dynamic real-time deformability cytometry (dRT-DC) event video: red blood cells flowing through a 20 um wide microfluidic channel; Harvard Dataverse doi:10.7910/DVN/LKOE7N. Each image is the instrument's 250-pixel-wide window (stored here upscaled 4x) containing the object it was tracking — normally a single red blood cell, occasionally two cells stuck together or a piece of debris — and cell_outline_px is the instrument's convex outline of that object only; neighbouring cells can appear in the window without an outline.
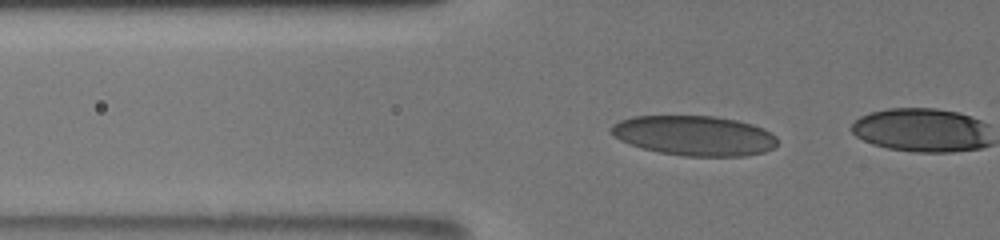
{"species": "human", "species_latin": "Homo sapiens", "temperature_condition": "room temperature", "stored_images_in_passage": 8, "camera_frame_rate_fps": 3000, "um_per_image_px": 0.085, "donor": {"sex": "male"}, "frame": {"image": 1, "passage_image": 7, "time_ms": 2.0, "image_size_px": [1000, 240], "cell_outline_px": [[776, 144], [772, 148], [764, 152], [744, 156], [684, 156], [660, 152], [628, 144], [612, 136], [608, 128], [612, 124], [620, 120], [632, 116], [712, 116], [736, 120], [752, 124], [764, 128], [776, 136]], "centroid_in_image_um": [58.97, 11.52], "position_along_channel_um": 66.8, "area_um2": 38.78}}